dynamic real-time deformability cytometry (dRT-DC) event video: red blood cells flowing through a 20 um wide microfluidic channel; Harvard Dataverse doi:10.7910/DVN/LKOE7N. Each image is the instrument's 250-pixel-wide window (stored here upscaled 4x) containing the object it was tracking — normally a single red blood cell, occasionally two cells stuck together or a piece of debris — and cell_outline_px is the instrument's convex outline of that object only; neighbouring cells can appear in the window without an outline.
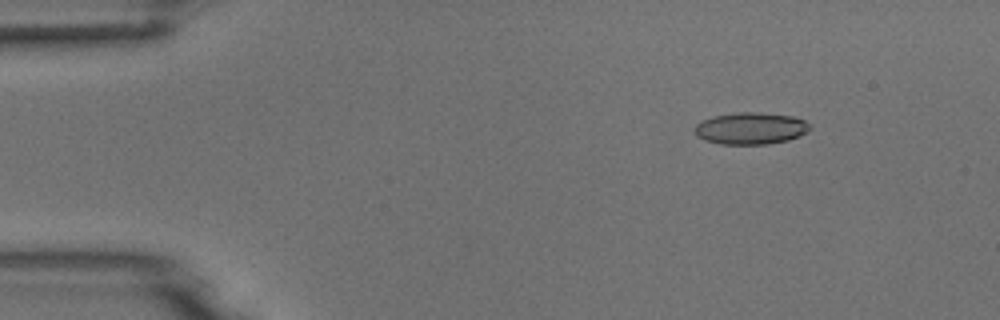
{"species": "common noctule bat (a hibernating species)", "species_latin": "Nyctalus noctula", "temperature_condition": "room temperature", "stored_images_in_passage": 5, "camera_frame_rate_fps": 3000, "um_per_image_px": 0.085, "animal": {"sex": "male", "body_mass_g": 18.8}, "frame": {"image": 1, "passage_image": 2, "time_ms": 2.0, "image_size_px": [1000, 320], "cell_outline_px": [[812, 128], [800, 136], [788, 140], [768, 144], [720, 144], [704, 140], [696, 136], [696, 124], [700, 120], [712, 116], [736, 112], [756, 112], [792, 116], [804, 120]], "centroid_in_image_um": [63.79, 10.91], "position_along_channel_um": 21.2, "area_um2": 21.5}}
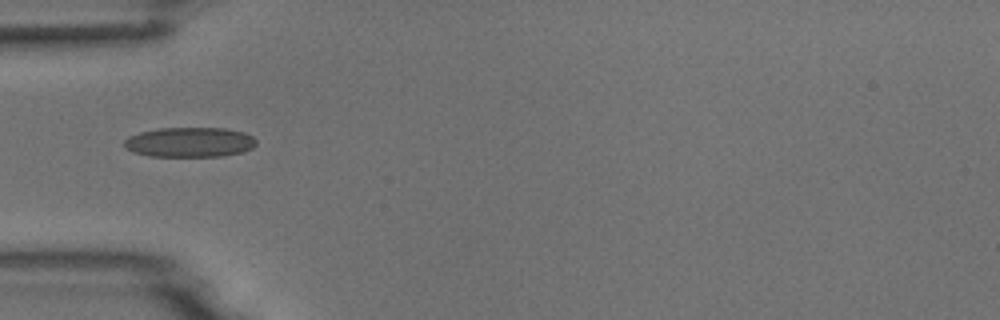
{"frame": {"image": 2, "passage_image": 5, "time_ms": 5.333, "image_size_px": [1000, 320], "cell_outline_px": [[256, 144], [252, 148], [244, 152], [224, 156], [148, 156], [132, 152], [124, 148], [124, 140], [128, 136], [140, 132], [160, 128], [224, 128], [244, 132], [252, 136], [256, 140]], "centroid_in_image_um": [16.11, 12.09], "position_along_channel_um": 68.9, "area_um2": 23.18}}